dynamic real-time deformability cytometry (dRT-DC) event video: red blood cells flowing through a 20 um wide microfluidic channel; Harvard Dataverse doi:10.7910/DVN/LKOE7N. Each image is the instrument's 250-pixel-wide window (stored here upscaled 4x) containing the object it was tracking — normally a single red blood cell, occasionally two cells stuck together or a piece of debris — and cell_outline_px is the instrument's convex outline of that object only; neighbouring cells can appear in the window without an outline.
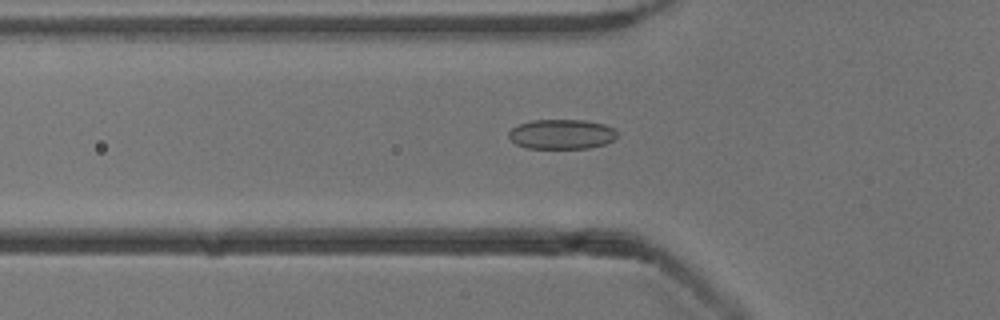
{"species": "common noctule bat (a hibernating species)", "species_latin": "Nyctalus noctula", "temperature_condition": "cold", "stored_images_in_passage": 41, "camera_frame_rate_fps": 3000, "um_per_image_px": 0.085, "animal": {"sex": "male", "body_mass_g": 13.3}, "frame": {"image": 1, "passage_image": 6, "time_ms": 1.667, "image_size_px": [1000, 320], "cell_outline_px": [[616, 136], [612, 140], [604, 144], [588, 148], [524, 148], [516, 144], [508, 136], [508, 132], [512, 128], [520, 124], [532, 120], [584, 120], [604, 124], [612, 128], [616, 132]], "centroid_in_image_um": [47.7, 11.41], "position_along_channel_um": 78.1, "area_um2": 18.67}}
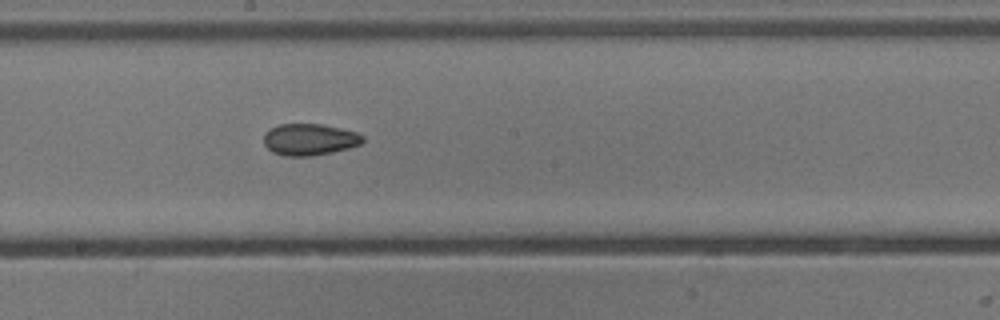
{"frame": {"image": 2, "passage_image": 17, "time_ms": 5.333, "image_size_px": [1000, 320], "cell_outline_px": [[364, 140], [360, 144], [348, 148], [332, 152], [312, 156], [284, 156], [272, 152], [264, 144], [264, 136], [272, 128], [280, 124], [320, 124], [340, 128], [356, 132], [364, 136]], "centroid_in_image_um": [26.32, 11.86], "position_along_channel_um": 221.9, "area_um2": 18.09}}
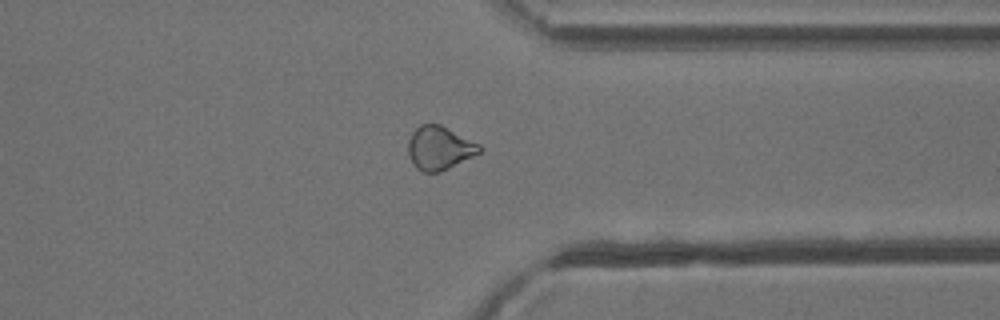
{"frame": {"image": 3, "passage_image": 29, "time_ms": 9.333, "image_size_px": [1000, 320], "cell_outline_px": [[484, 148], [480, 152], [440, 172], [424, 172], [416, 168], [412, 164], [408, 156], [408, 140], [412, 132], [420, 124], [440, 124], [480, 144]], "centroid_in_image_um": [37.33, 12.57], "position_along_channel_um": 374.1, "area_um2": 18.09}, "authors_computed_cell_mechanics": {"area_um2": 18.6116, "velocity_mm_per_s": 3.8872, "shape_relaxation_time_tau1_ms": 5.0267, "shape_relaxation_time_tau2_ms": 3.9507, "deformation_change_tau1": 0.0772, "deformation_change_tau2": 0.0893}}